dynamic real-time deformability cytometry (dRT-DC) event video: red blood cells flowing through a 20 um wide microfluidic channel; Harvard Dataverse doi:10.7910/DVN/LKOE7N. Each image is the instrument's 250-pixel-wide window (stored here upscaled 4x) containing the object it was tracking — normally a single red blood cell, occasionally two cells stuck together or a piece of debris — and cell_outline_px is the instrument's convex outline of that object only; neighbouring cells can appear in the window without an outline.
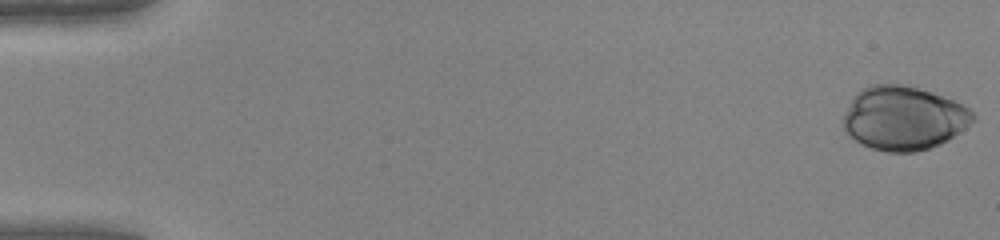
{"species": "human", "species_latin": "Homo sapiens", "temperature_condition": "warm", "stored_images_in_passage": 49, "camera_frame_rate_fps": 3000, "um_per_image_px": 0.085, "donor": {"sex": "female"}, "frame": {"image": 1, "passage_image": 1, "time_ms": 0.0, "image_size_px": [1000, 240], "cell_outline_px": [[976, 120], [960, 132], [948, 140], [940, 144], [916, 152], [888, 152], [872, 148], [848, 136], [844, 128], [844, 116], [852, 96], [856, 92], [872, 84], [908, 84], [932, 92], [964, 104], [976, 116]], "centroid_in_image_um": [76.83, 10.03], "position_along_channel_um": 8.2, "area_um2": 48.44}}
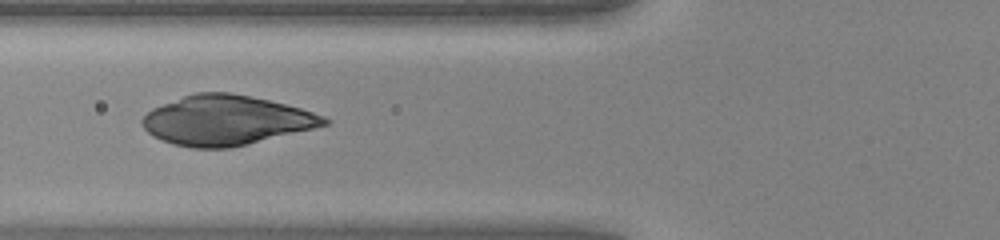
{"frame": {"image": 2, "passage_image": 20, "time_ms": 6.333, "image_size_px": [1000, 240], "cell_outline_px": [[332, 120], [328, 124], [248, 144], [228, 148], [192, 148], [172, 144], [152, 136], [144, 128], [140, 120], [152, 108], [184, 96], [196, 92], [228, 92], [268, 100], [300, 108], [324, 116]], "centroid_in_image_um": [19.18, 10.23], "position_along_channel_um": 106.6, "area_um2": 52.19}}
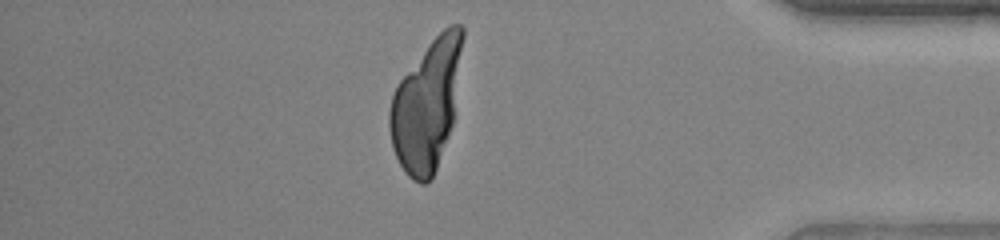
{"frame": {"image": 3, "passage_image": 43, "time_ms": 14.0, "image_size_px": [1000, 240], "cell_outline_px": [[464, 36], [452, 124], [448, 136], [432, 180], [424, 184], [420, 184], [412, 180], [404, 172], [392, 148], [388, 128], [388, 112], [392, 96], [400, 80], [432, 40], [444, 28], [452, 24], [460, 24], [464, 28]], "centroid_in_image_um": [36.25, 8.97], "position_along_channel_um": 399.0, "area_um2": 54.79}}